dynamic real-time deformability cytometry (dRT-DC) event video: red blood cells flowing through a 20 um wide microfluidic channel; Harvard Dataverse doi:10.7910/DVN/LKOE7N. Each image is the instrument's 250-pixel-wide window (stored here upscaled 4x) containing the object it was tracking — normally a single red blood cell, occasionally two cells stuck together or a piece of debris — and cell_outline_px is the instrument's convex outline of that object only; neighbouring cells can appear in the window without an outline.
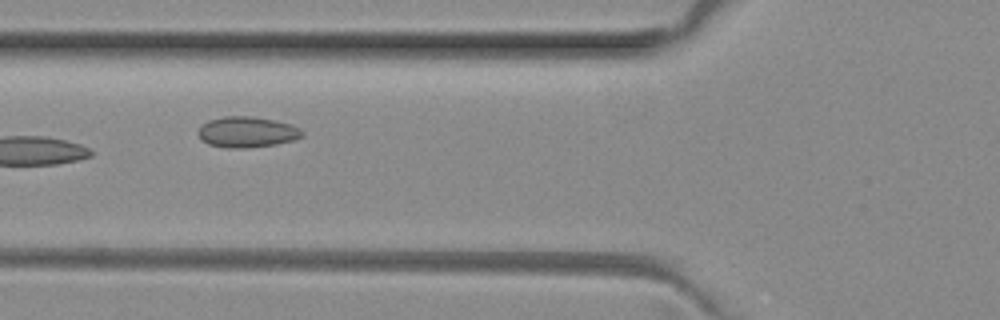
{"species": "common noctule bat (a hibernating species)", "species_latin": "Nyctalus noctula", "temperature_condition": "room temperature", "stored_images_in_passage": 6, "camera_frame_rate_fps": 3000, "um_per_image_px": 0.085, "animal": {"sex": "female", "body_mass_g": 29.2, "forearm_length_mm": 56.3}, "frame": {"image": 1, "passage_image": 5, "time_ms": 1.333, "image_size_px": [1000, 320], "cell_outline_px": [[304, 136], [292, 140], [276, 144], [244, 148], [228, 148], [208, 144], [200, 140], [196, 132], [208, 120], [224, 116], [252, 116], [276, 120], [292, 124], [300, 128], [304, 132]], "centroid_in_image_um": [21.0, 11.22], "position_along_channel_um": 104.8, "area_um2": 18.84}}
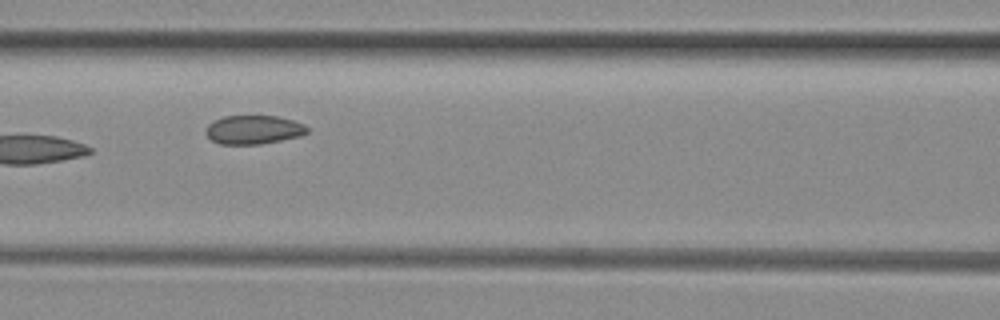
{"frame": {"image": 2, "passage_image": 6, "time_ms": 1.667, "image_size_px": [1000, 320], "cell_outline_px": [[308, 132], [300, 136], [260, 144], [220, 144], [212, 140], [204, 132], [208, 124], [224, 116], [276, 116], [292, 120], [304, 124], [308, 128]], "centroid_in_image_um": [21.54, 11.02], "position_along_channel_um": 145.1, "area_um2": 16.88}}